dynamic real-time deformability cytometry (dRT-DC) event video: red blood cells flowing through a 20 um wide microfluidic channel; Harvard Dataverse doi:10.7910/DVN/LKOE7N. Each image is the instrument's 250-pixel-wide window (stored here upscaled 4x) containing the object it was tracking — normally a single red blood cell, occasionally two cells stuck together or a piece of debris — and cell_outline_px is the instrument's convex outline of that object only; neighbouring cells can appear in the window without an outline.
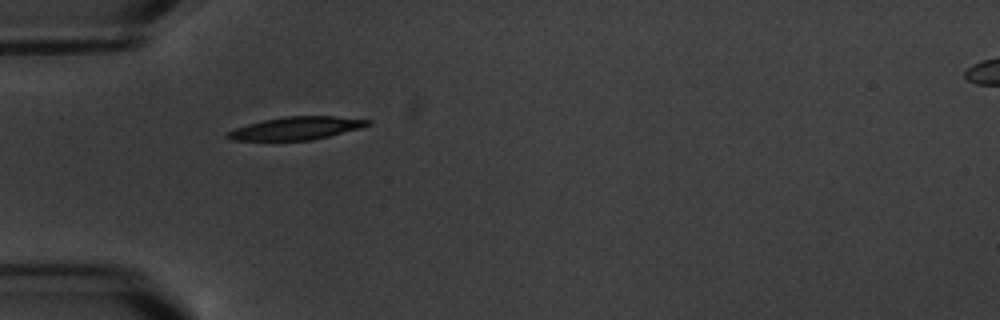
{"species": "common noctule bat (a hibernating species)", "species_latin": "Nyctalus noctula", "temperature_condition": "warm", "stored_images_in_passage": 3, "camera_frame_rate_fps": 3000, "um_per_image_px": 0.085, "animal": {"sex": "male", "body_mass_g": 20.1, "forearm_length_mm": 53.5}, "frame": {"image": 1, "passage_image": 1, "time_ms": 0.0, "image_size_px": [1000, 320], "cell_outline_px": [[372, 124], [360, 128], [312, 140], [232, 140], [224, 136], [228, 132], [236, 128], [248, 124], [264, 120], [284, 116], [332, 116], [372, 120]], "centroid_in_image_um": [25.2, 10.89], "position_along_channel_um": 59.8, "area_um2": 18.5}}